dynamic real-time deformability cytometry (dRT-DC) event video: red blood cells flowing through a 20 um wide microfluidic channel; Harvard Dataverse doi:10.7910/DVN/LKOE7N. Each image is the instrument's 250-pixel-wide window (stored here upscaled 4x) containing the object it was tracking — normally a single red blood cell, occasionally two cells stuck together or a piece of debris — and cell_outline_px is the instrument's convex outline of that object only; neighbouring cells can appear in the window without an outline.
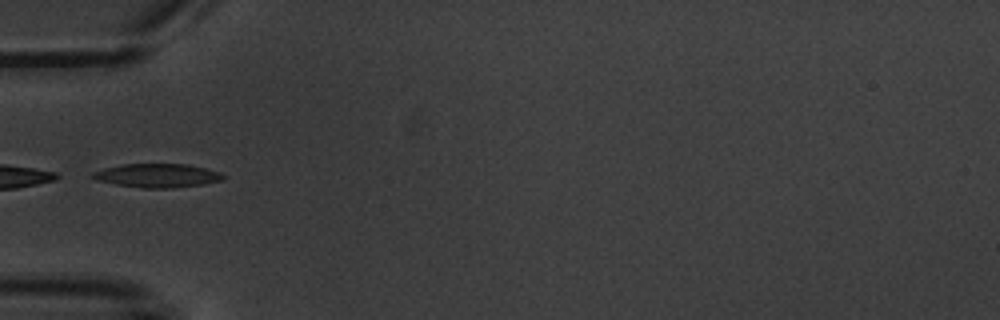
{"species": "common noctule bat (a hibernating species)", "species_latin": "Nyctalus noctula", "temperature_condition": "warm", "stored_images_in_passage": 2, "camera_frame_rate_fps": 3000, "um_per_image_px": 0.085, "animal": {"sex": "male", "body_mass_g": 20.1, "forearm_length_mm": 53.5}, "frame": {"image": 1, "passage_image": 2, "time_ms": 1.0, "image_size_px": [1000, 320], "cell_outline_px": [[224, 180], [204, 184], [172, 188], [144, 188], [116, 184], [96, 180], [88, 176], [92, 172], [104, 168], [120, 164], [188, 164], [220, 172], [224, 176]], "centroid_in_image_um": [13.34, 14.92], "position_along_channel_um": 71.7, "area_um2": 18.15}}